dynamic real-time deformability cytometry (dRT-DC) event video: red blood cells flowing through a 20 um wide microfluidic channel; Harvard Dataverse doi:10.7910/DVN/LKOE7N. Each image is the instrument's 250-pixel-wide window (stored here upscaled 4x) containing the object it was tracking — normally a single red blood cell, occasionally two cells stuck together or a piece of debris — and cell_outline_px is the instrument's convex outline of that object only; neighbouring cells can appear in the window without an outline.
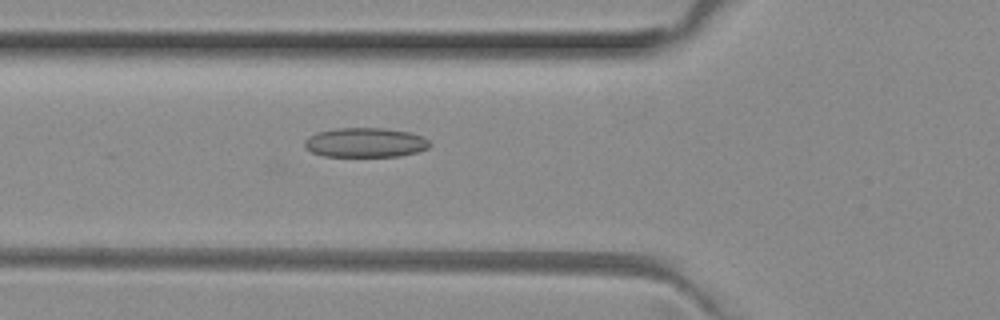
{"species": "common noctule bat (a hibernating species)", "species_latin": "Nyctalus noctula", "temperature_condition": "room temperature", "stored_images_in_passage": 6, "camera_frame_rate_fps": 3000, "um_per_image_px": 0.085, "animal": {"sex": "female", "body_mass_g": 29.2, "forearm_length_mm": 56.3}, "frame": {"image": 1, "passage_image": 6, "time_ms": 1.667, "image_size_px": [1000, 320], "cell_outline_px": [[432, 144], [428, 148], [416, 152], [400, 156], [324, 156], [312, 152], [304, 148], [304, 140], [308, 136], [316, 132], [336, 128], [384, 128], [408, 132], [424, 136]], "centroid_in_image_um": [31.03, 12.11], "position_along_channel_um": 94.8, "area_um2": 21.68}}